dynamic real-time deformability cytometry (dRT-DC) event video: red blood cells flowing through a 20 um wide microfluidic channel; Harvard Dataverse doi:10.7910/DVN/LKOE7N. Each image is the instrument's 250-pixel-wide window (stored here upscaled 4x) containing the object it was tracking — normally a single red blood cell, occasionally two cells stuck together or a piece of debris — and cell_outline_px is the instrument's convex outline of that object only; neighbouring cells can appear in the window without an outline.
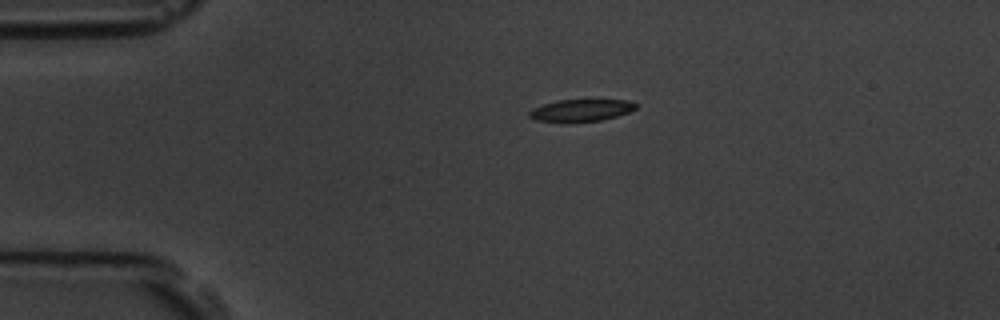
{"species": "common noctule bat (a hibernating species)", "species_latin": "Nyctalus noctula", "temperature_condition": "room temperature", "stored_images_in_passage": 2, "camera_frame_rate_fps": 3000, "um_per_image_px": 0.085, "animal": {"sex": "male", "body_mass_g": 19.5, "forearm_length_mm": 54.6}, "frame": {"image": 1, "passage_image": 1, "time_ms": 0.0, "image_size_px": [1000, 320], "cell_outline_px": [[636, 108], [628, 112], [616, 116], [600, 120], [568, 124], [564, 124], [536, 120], [528, 116], [528, 112], [532, 108], [556, 100], [628, 100], [636, 104]], "centroid_in_image_um": [49.31, 9.41], "position_along_channel_um": 35.7, "area_um2": 14.05}}